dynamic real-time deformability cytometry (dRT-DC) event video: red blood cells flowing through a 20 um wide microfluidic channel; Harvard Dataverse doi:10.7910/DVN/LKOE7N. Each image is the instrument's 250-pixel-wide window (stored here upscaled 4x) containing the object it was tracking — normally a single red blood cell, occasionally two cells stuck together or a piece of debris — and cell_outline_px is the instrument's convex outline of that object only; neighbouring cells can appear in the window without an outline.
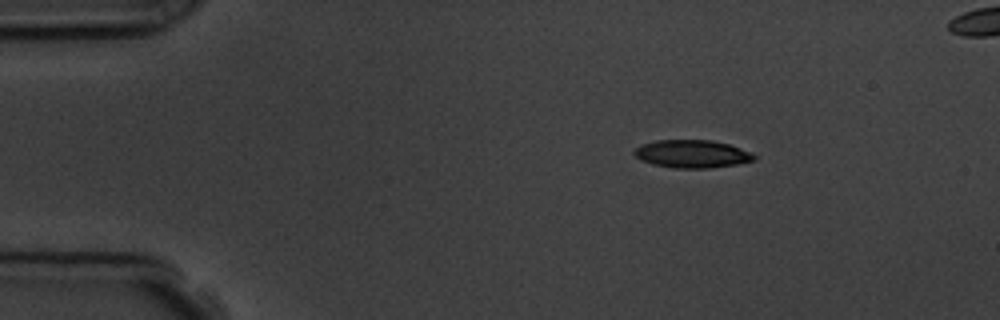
{"species": "common noctule bat (a hibernating species)", "species_latin": "Nyctalus noctula", "temperature_condition": "room temperature", "stored_images_in_passage": 3, "segment_of_instrument_passage": [1, 2], "camera_frame_rate_fps": 3000, "um_per_image_px": 0.085, "animal": {"sex": "male", "body_mass_g": 19.5, "forearm_length_mm": 54.6}, "frame": {"image": 1, "passage_image": 1, "time_ms": 0.0, "image_size_px": [1000, 320], "cell_outline_px": [[756, 160], [736, 164], [708, 168], [672, 168], [652, 164], [640, 160], [632, 152], [636, 148], [644, 144], [656, 140], [712, 140], [728, 144], [752, 152], [756, 156]], "centroid_in_image_um": [58.83, 13.08], "position_along_channel_um": 26.2, "area_um2": 19.48}}